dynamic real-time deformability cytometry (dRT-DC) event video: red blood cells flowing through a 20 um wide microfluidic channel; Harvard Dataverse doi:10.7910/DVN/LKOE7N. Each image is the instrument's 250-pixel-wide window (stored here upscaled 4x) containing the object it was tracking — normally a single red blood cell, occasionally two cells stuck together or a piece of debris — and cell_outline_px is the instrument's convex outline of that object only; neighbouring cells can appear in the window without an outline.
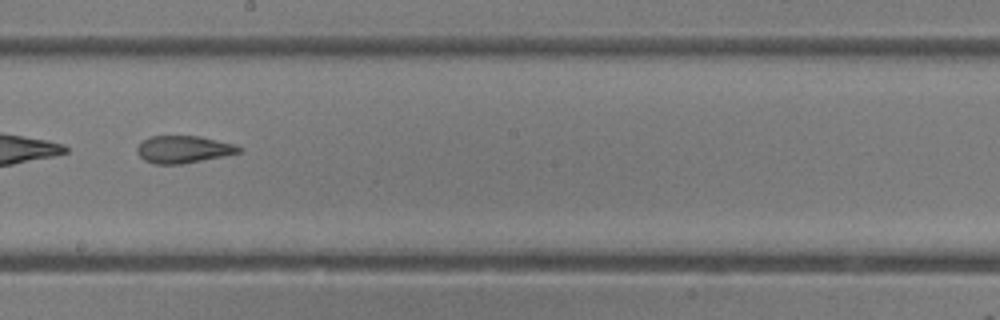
{"species": "common noctule bat (a hibernating species)", "species_latin": "Nyctalus noctula", "temperature_condition": "room temperature", "stored_images_in_passage": 18, "camera_frame_rate_fps": 3000, "um_per_image_px": 0.085, "animal": {"sex": "female"}, "frame": {"image": 1, "passage_image": 13, "time_ms": 4.0, "image_size_px": [1000, 320], "cell_outline_px": [[244, 152], [224, 156], [180, 164], [156, 164], [144, 160], [136, 152], [136, 148], [144, 140], [152, 136], [200, 136], [236, 144], [244, 148]], "centroid_in_image_um": [15.66, 12.69], "position_along_channel_um": 232.5, "area_um2": 16.3}}